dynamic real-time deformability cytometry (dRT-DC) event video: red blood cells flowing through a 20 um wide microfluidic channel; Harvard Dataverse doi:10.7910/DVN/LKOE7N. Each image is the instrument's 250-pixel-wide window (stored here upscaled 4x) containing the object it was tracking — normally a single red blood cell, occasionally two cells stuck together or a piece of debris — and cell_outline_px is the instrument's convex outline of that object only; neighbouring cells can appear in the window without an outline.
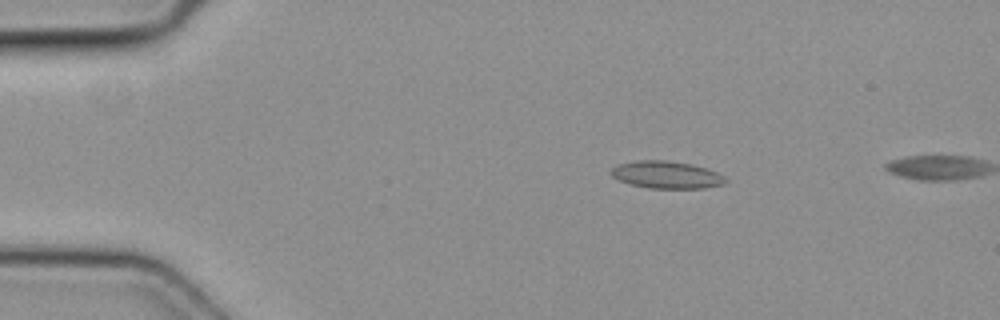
{"species": "common noctule bat (a hibernating species)", "species_latin": "Nyctalus noctula", "temperature_condition": "cold", "stored_images_in_passage": 3, "camera_frame_rate_fps": 3000, "um_per_image_px": 0.085, "animal": {"sex": "female", "body_mass_g": 19.3, "forearm_length_mm": 54.1}, "frame": {"image": 1, "passage_image": 2, "time_ms": 0.333, "image_size_px": [1000, 320], "cell_outline_px": [[728, 180], [724, 184], [704, 188], [648, 188], [632, 184], [620, 180], [612, 176], [608, 172], [612, 168], [620, 164], [636, 160], [664, 160], [692, 164], [708, 168], [724, 176]], "centroid_in_image_um": [56.67, 14.85], "position_along_channel_um": 28.3, "area_um2": 18.21}}